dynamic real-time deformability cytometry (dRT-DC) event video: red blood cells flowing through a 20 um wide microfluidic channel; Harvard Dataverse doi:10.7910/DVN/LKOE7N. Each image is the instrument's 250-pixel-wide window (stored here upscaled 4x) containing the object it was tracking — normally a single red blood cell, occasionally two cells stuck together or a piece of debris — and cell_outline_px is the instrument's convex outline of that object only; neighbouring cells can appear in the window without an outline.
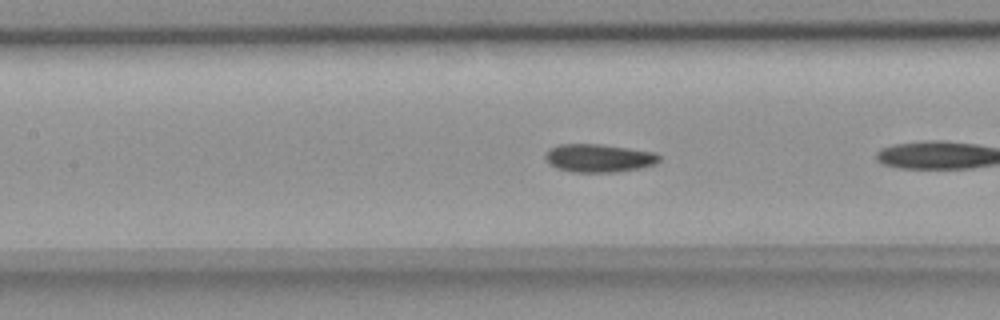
{"species": "common noctule bat (a hibernating species)", "species_latin": "Nyctalus noctula", "temperature_condition": "room temperature", "stored_images_in_passage": 10, "camera_frame_rate_fps": 3000, "um_per_image_px": 0.085, "animal": {"sex": "female", "body_mass_g": 18.4}, "frame": {"image": 1, "passage_image": 9, "time_ms": 2.667, "image_size_px": [1000, 320], "cell_outline_px": [[660, 160], [656, 164], [640, 168], [616, 172], [572, 172], [556, 168], [548, 164], [544, 156], [548, 148], [560, 144], [600, 144], [656, 152], [660, 156]], "centroid_in_image_um": [50.88, 13.44], "position_along_channel_um": 156.5, "area_um2": 18.9}}